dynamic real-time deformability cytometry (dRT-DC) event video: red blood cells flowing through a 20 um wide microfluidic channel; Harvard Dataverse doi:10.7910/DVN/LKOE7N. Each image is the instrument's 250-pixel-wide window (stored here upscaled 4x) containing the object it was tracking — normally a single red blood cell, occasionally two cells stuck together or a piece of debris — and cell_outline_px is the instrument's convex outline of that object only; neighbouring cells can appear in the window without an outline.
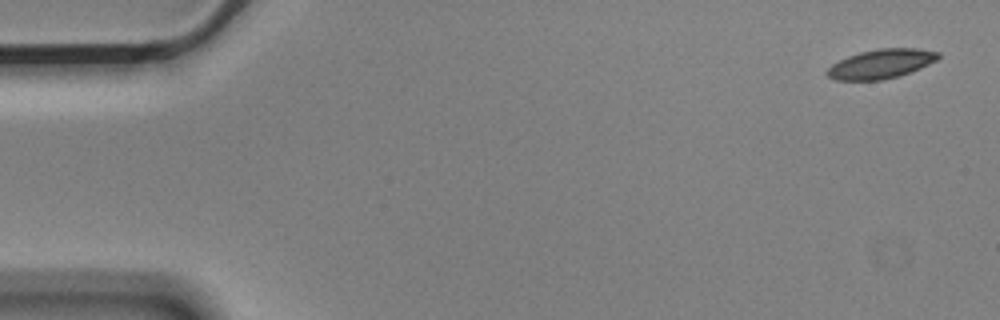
{"species": "Egyptian fruit bat (a non-hibernating species)", "species_latin": "Rousettus aegyptiacus", "temperature_condition": "cold", "stored_images_in_passage": 7, "camera_frame_rate_fps": 3000, "um_per_image_px": 0.085, "animal": {"sex": "male"}, "frame": {"image": 1, "passage_image": 1, "time_ms": 0.0, "image_size_px": [1000, 320], "cell_outline_px": [[940, 56], [936, 60], [920, 68], [896, 76], [880, 80], [836, 80], [828, 76], [824, 72], [832, 64], [848, 56], [860, 52], [880, 48], [920, 48], [940, 52]], "centroid_in_image_um": [74.88, 5.41], "position_along_channel_um": 10.1, "area_um2": 18.79}}
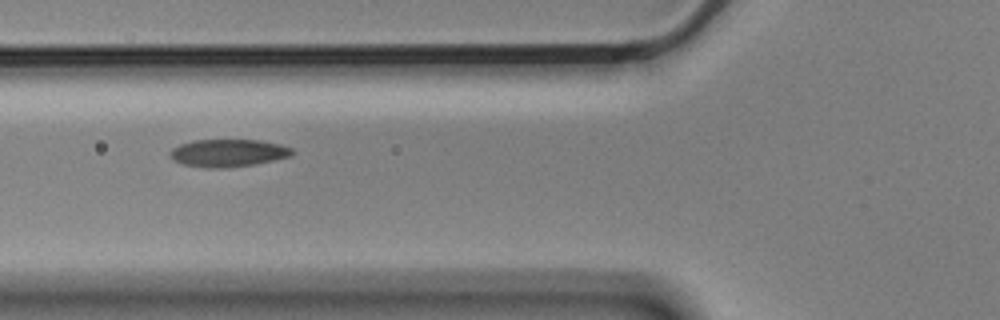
{"frame": {"image": 2, "passage_image": 6, "time_ms": 1.667, "image_size_px": [1000, 320], "cell_outline_px": [[296, 152], [292, 156], [256, 164], [224, 168], [208, 168], [184, 164], [172, 160], [168, 156], [172, 148], [180, 144], [196, 140], [260, 140], [280, 144], [292, 148]], "centroid_in_image_um": [19.41, 13.0], "position_along_channel_um": 106.4, "area_um2": 19.77}}
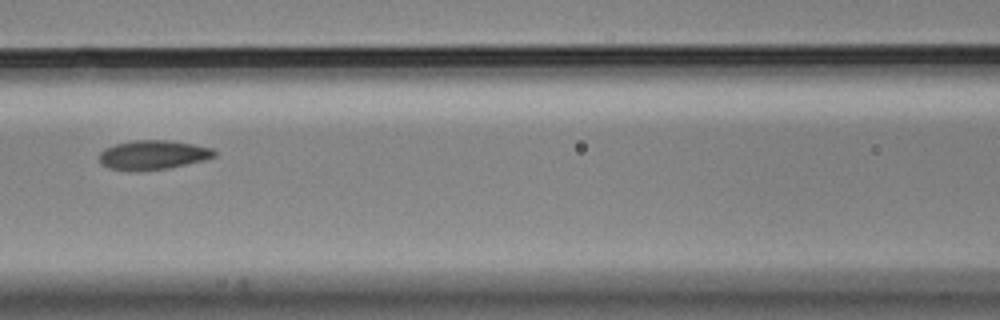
{"frame": {"image": 3, "passage_image": 7, "time_ms": 2.0, "image_size_px": [1000, 320], "cell_outline_px": [[216, 156], [204, 160], [168, 168], [136, 172], [108, 168], [100, 164], [100, 152], [104, 148], [116, 144], [136, 140], [168, 140], [192, 144], [212, 148], [216, 152]], "centroid_in_image_um": [12.98, 13.18], "position_along_channel_um": 153.6, "area_um2": 19.71}}